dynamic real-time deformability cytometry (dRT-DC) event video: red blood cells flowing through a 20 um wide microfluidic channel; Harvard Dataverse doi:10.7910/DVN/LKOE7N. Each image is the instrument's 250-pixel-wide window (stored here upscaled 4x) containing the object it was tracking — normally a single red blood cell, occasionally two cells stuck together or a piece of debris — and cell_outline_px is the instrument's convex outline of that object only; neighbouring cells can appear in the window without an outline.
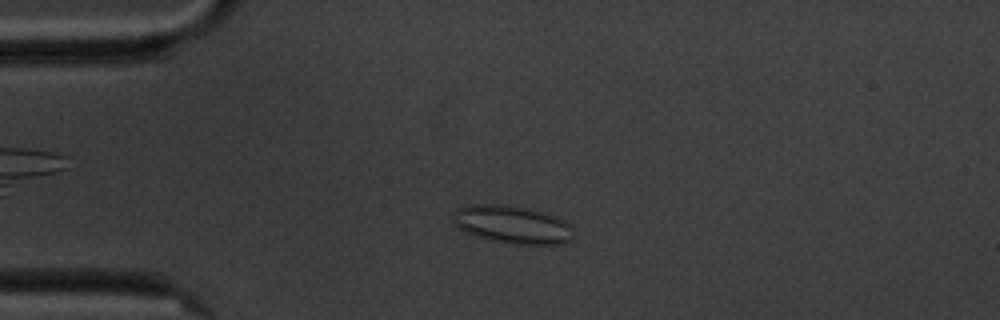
{"species": "common noctule bat (a hibernating species)", "species_latin": "Nyctalus noctula", "temperature_condition": "cold", "stored_images_in_passage": 3, "camera_frame_rate_fps": 3000, "um_per_image_px": 0.085, "animal": {"sex": "male", "body_mass_g": 20.1, "forearm_length_mm": 53.5}, "frame": {"image": 1, "passage_image": 2, "time_ms": 2.0, "image_size_px": [1000, 320], "cell_outline_px": [[572, 240], [564, 244], [512, 244], [464, 232], [452, 220], [456, 208], [468, 204], [504, 204], [544, 212], [556, 216], [564, 220], [572, 228]], "centroid_in_image_um": [43.56, 19.07], "position_along_channel_um": 41.4, "area_um2": 26.47}}